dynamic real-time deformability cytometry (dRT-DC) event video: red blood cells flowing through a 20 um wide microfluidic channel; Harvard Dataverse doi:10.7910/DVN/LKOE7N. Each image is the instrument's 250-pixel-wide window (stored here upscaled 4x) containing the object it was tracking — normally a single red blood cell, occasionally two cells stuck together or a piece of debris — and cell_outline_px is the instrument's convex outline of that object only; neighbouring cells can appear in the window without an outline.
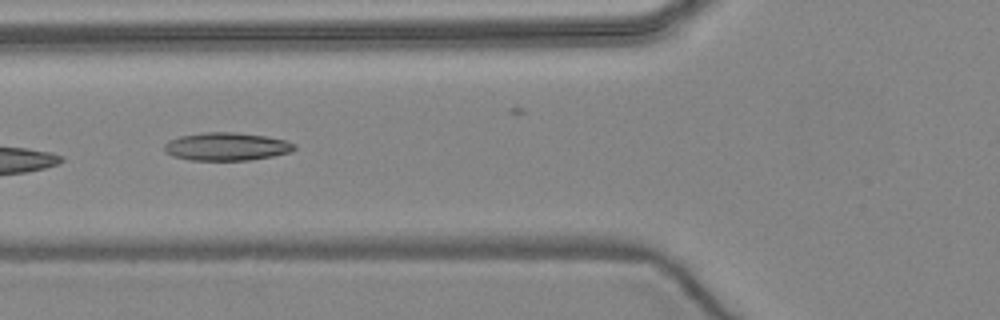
{"species": "common noctule bat (a hibernating species)", "species_latin": "Nyctalus noctula", "temperature_condition": "warm", "stored_images_in_passage": 6, "camera_frame_rate_fps": 3000, "um_per_image_px": 0.085, "animal": {"sex": "female", "body_mass_g": 24.6, "forearm_length_mm": 56.2}, "frame": {"image": 1, "passage_image": 5, "time_ms": 5.667, "image_size_px": [1000, 320], "cell_outline_px": [[296, 148], [292, 152], [272, 156], [248, 160], [188, 160], [172, 156], [164, 152], [164, 144], [168, 140], [180, 136], [204, 132], [236, 132], [268, 136], [284, 140], [296, 144]], "centroid_in_image_um": [19.24, 12.45], "position_along_channel_um": 106.6, "area_um2": 21.44}}
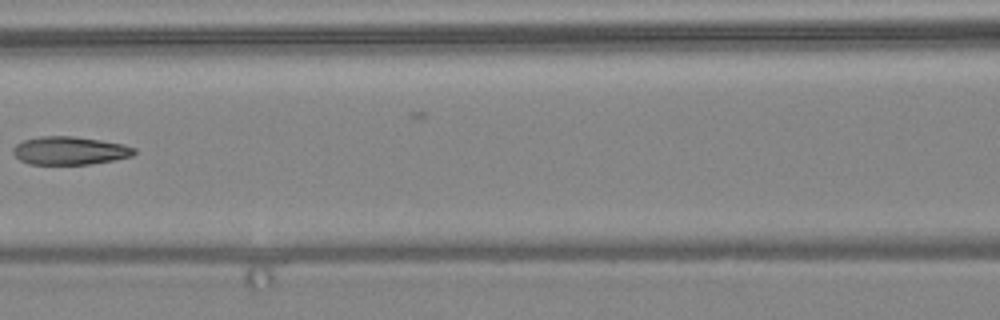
{"frame": {"image": 2, "passage_image": 6, "time_ms": 7.0, "image_size_px": [1000, 320], "cell_outline_px": [[136, 152], [132, 156], [112, 160], [88, 164], [28, 164], [20, 160], [12, 152], [12, 148], [16, 144], [24, 140], [40, 136], [72, 136], [100, 140], [124, 144], [136, 148]], "centroid_in_image_um": [5.92, 12.8], "position_along_channel_um": 160.7, "area_um2": 19.83}}